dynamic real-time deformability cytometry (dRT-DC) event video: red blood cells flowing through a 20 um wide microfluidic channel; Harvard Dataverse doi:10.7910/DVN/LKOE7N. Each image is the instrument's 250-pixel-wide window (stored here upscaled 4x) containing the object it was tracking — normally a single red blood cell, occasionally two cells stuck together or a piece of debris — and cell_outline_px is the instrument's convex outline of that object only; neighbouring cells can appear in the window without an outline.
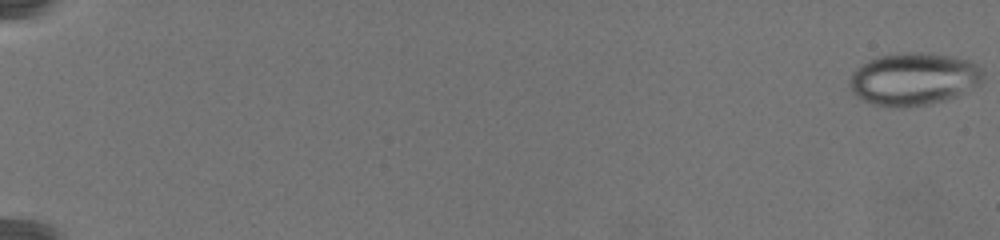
{"species": "common noctule bat (a hibernating species)", "species_latin": "Nyctalus noctula", "temperature_condition": "warm", "stored_images_in_passage": 78, "camera_frame_rate_fps": 3000, "um_per_image_px": 0.085, "animal": {"sex": "female", "body_mass_g": 19.5, "forearm_length_mm": 54.1}, "frame": {"image": 1, "passage_image": 1, "time_ms": 0.0, "image_size_px": [1000, 240], "cell_outline_px": [[984, 76], [980, 84], [956, 96], [944, 100], [928, 104], [908, 108], [892, 108], [872, 104], [860, 100], [852, 92], [848, 84], [856, 68], [868, 60], [880, 56], [904, 52], [924, 52], [952, 56], [968, 60], [976, 64], [984, 72]], "centroid_in_image_um": [77.65, 6.73], "position_along_channel_um": 7.4, "area_um2": 41.27}}
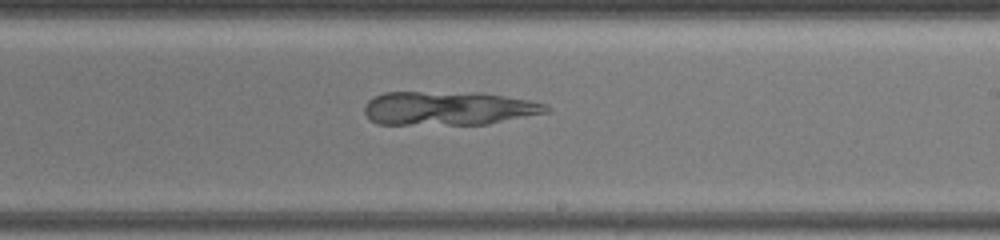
{"frame": {"image": 2, "passage_image": 51, "time_ms": 16.667, "image_size_px": [1000, 240], "cell_outline_px": [[552, 112], [488, 124], [376, 124], [368, 120], [364, 112], [364, 104], [368, 100], [384, 92], [480, 92], [528, 100], [544, 104], [552, 108]], "centroid_in_image_um": [38.13, 9.2], "position_along_channel_um": 250.9, "area_um2": 36.24}}
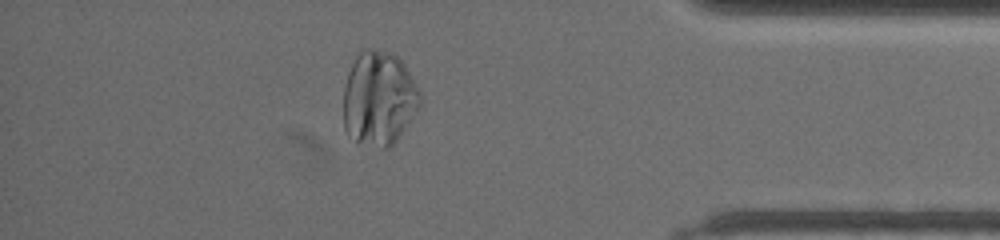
{"frame": {"image": 3, "passage_image": 70, "time_ms": 23.0, "image_size_px": [1000, 240], "cell_outline_px": [[420, 108], [396, 140], [388, 148], [384, 148], [356, 140], [348, 136], [344, 128], [344, 84], [348, 72], [356, 56], [364, 48], [368, 48], [392, 52], [404, 64], [420, 92]], "centroid_in_image_um": [32.2, 8.34], "position_along_channel_um": 403.0, "area_um2": 41.96}}